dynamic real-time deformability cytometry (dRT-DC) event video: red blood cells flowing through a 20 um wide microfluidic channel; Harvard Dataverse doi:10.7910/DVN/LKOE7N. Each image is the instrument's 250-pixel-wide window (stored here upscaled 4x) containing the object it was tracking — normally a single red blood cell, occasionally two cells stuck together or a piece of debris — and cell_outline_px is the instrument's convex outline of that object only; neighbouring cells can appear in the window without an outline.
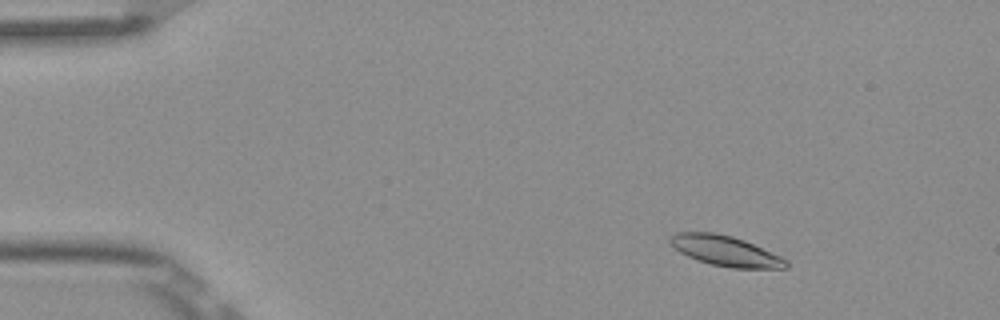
{"species": "Egyptian fruit bat (a non-hibernating species)", "species_latin": "Rousettus aegyptiacus", "temperature_condition": "room temperature", "stored_images_in_passage": 4, "camera_frame_rate_fps": 3000, "um_per_image_px": 0.085, "frame": {"image": 1, "passage_image": 2, "time_ms": 0.333, "image_size_px": [1000, 320], "cell_outline_px": [[788, 268], [732, 268], [712, 264], [688, 256], [672, 248], [668, 240], [676, 232], [712, 232], [732, 236], [744, 240], [780, 256], [788, 260]], "centroid_in_image_um": [61.65, 21.32], "position_along_channel_um": 23.4, "area_um2": 20.29}}